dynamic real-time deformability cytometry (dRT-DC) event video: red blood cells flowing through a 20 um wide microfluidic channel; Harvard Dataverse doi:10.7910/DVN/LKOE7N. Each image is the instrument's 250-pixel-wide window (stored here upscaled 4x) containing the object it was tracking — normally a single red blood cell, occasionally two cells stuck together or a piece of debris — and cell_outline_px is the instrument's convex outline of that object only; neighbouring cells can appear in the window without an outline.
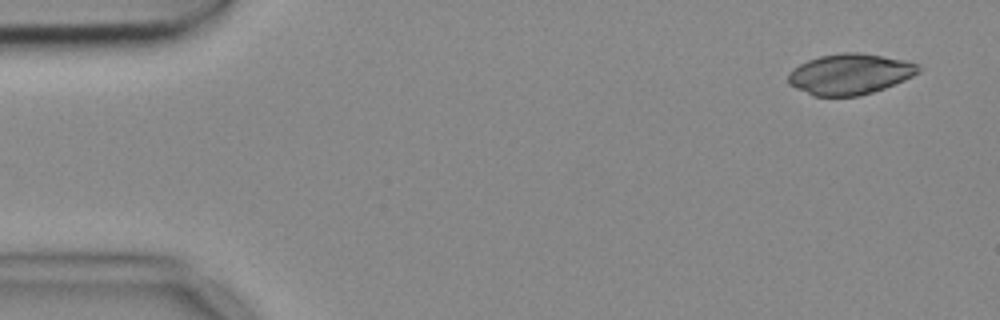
{"species": "common noctule bat (a hibernating species)", "species_latin": "Nyctalus noctula", "temperature_condition": "cold", "stored_images_in_passage": 6, "camera_frame_rate_fps": 3000, "um_per_image_px": 0.085, "animal": {"sex": "female", "body_mass_g": 18.4}, "frame": {"image": 1, "passage_image": 1, "time_ms": 0.0, "image_size_px": [1000, 320], "cell_outline_px": [[920, 72], [904, 80], [884, 88], [860, 96], [816, 96], [796, 88], [788, 84], [788, 72], [792, 68], [808, 60], [820, 56], [844, 52], [860, 52], [904, 60], [920, 64]], "centroid_in_image_um": [72.23, 6.29], "position_along_channel_um": 12.8, "area_um2": 30.87}}
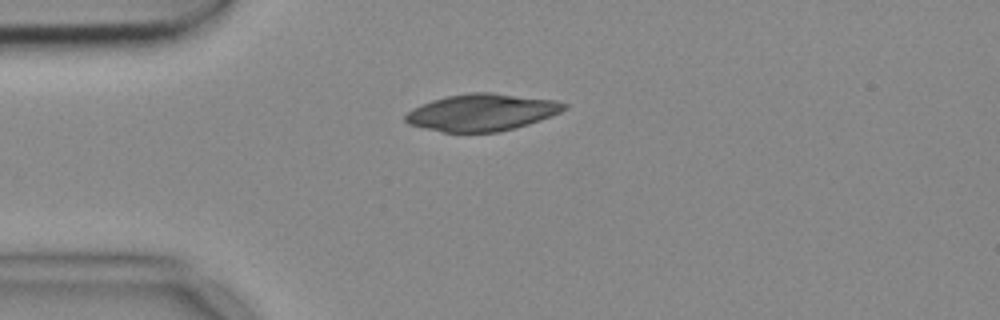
{"frame": {"image": 2, "passage_image": 4, "time_ms": 1.0, "image_size_px": [1000, 320], "cell_outline_px": [[568, 108], [560, 112], [540, 120], [516, 128], [496, 132], [444, 132], [424, 128], [408, 124], [404, 120], [404, 116], [412, 108], [432, 100], [448, 96], [468, 92], [492, 92], [556, 100], [568, 104]], "centroid_in_image_um": [40.96, 9.55], "position_along_channel_um": 44.0, "area_um2": 34.28}}